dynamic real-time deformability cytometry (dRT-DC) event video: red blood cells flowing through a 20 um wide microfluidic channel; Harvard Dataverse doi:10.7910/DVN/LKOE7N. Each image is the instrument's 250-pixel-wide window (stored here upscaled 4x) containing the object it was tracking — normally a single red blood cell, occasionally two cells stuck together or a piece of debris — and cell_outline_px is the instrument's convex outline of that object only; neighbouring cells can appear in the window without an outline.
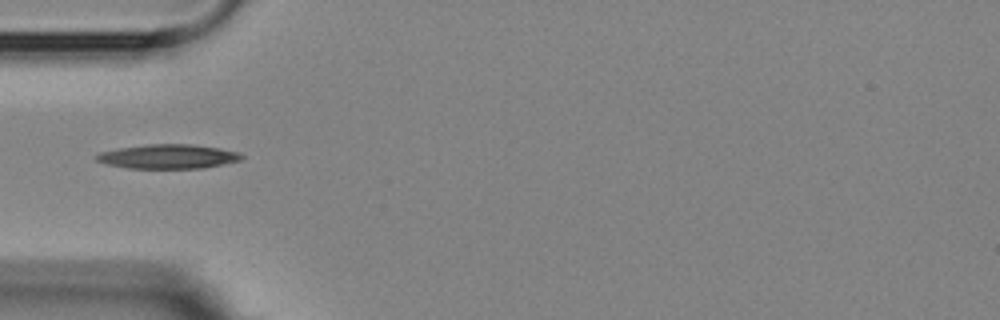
{"species": "Egyptian fruit bat (a non-hibernating species)", "species_latin": "Rousettus aegyptiacus", "temperature_condition": "room temperature", "stored_images_in_passage": 7, "camera_frame_rate_fps": 3000, "um_per_image_px": 0.085, "animal": {"sex": "female"}, "frame": {"image": 1, "passage_image": 5, "time_ms": 4.667, "image_size_px": [1000, 320], "cell_outline_px": [[244, 156], [240, 160], [200, 168], [128, 168], [108, 164], [96, 160], [96, 156], [100, 152], [120, 148], [148, 144], [192, 144], [220, 148], [240, 152]], "centroid_in_image_um": [14.3, 13.29], "position_along_channel_um": 70.7, "area_um2": 20.29}}
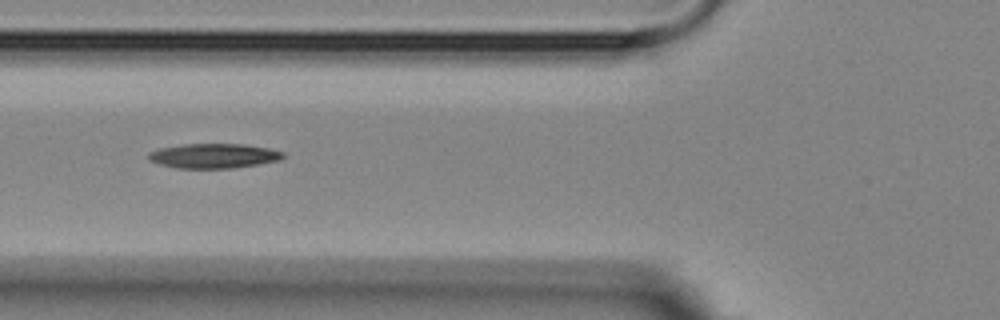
{"frame": {"image": 2, "passage_image": 6, "time_ms": 5.667, "image_size_px": [1000, 320], "cell_outline_px": [[284, 156], [280, 160], [232, 168], [176, 168], [160, 164], [148, 160], [148, 152], [160, 148], [184, 144], [244, 144], [268, 148], [284, 152]], "centroid_in_image_um": [18.14, 13.24], "position_along_channel_um": 107.7, "area_um2": 19.25}}
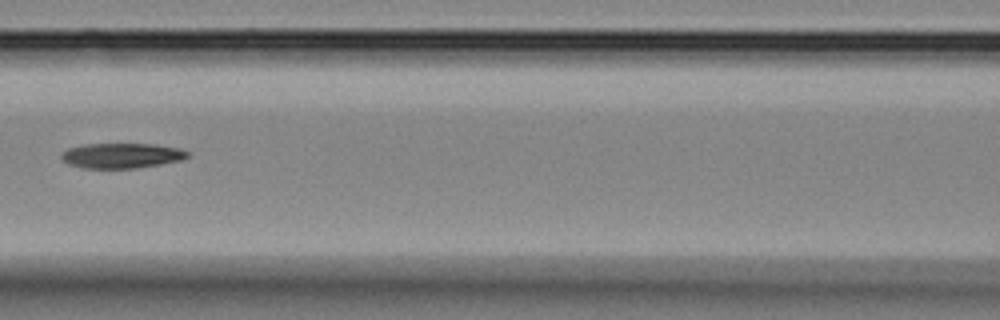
{"frame": {"image": 3, "passage_image": 7, "time_ms": 7.0, "image_size_px": [1000, 320], "cell_outline_px": [[188, 156], [180, 160], [160, 164], [136, 168], [80, 168], [68, 164], [60, 156], [60, 152], [68, 148], [84, 144], [156, 144], [180, 148], [188, 152]], "centroid_in_image_um": [10.3, 13.22], "position_along_channel_um": 156.3, "area_um2": 18.5}}